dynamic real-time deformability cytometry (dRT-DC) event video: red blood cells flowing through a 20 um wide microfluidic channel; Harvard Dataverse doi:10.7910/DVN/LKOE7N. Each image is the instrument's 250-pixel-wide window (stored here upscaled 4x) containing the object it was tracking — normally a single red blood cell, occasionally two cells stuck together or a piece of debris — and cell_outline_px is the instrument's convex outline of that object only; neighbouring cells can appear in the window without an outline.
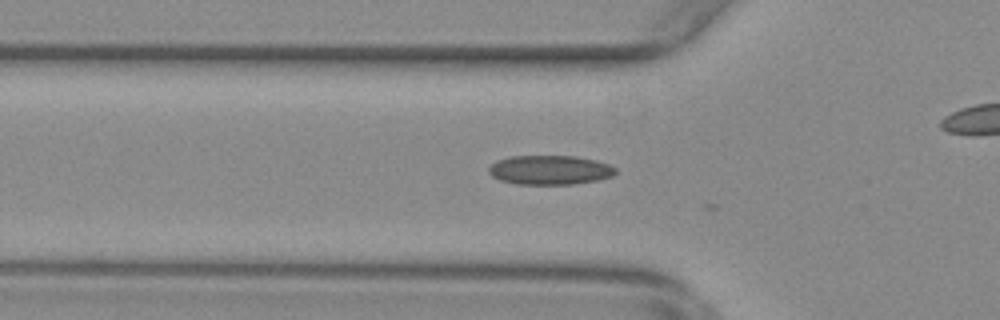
{"species": "common noctule bat (a hibernating species)", "species_latin": "Nyctalus noctula", "temperature_condition": "warm", "stored_images_in_passage": 13, "camera_frame_rate_fps": 3000, "um_per_image_px": 0.085, "animal": {"sex": "female", "body_mass_g": 29.2, "forearm_length_mm": 56.3}, "frame": {"image": 1, "passage_image": 11, "time_ms": 3.333, "image_size_px": [1000, 320], "cell_outline_px": [[616, 172], [612, 176], [596, 180], [572, 184], [516, 184], [500, 180], [492, 176], [488, 172], [488, 168], [496, 160], [512, 156], [576, 156], [596, 160], [608, 164], [616, 168]], "centroid_in_image_um": [46.72, 14.44], "position_along_channel_um": 79.1, "area_um2": 21.62}}